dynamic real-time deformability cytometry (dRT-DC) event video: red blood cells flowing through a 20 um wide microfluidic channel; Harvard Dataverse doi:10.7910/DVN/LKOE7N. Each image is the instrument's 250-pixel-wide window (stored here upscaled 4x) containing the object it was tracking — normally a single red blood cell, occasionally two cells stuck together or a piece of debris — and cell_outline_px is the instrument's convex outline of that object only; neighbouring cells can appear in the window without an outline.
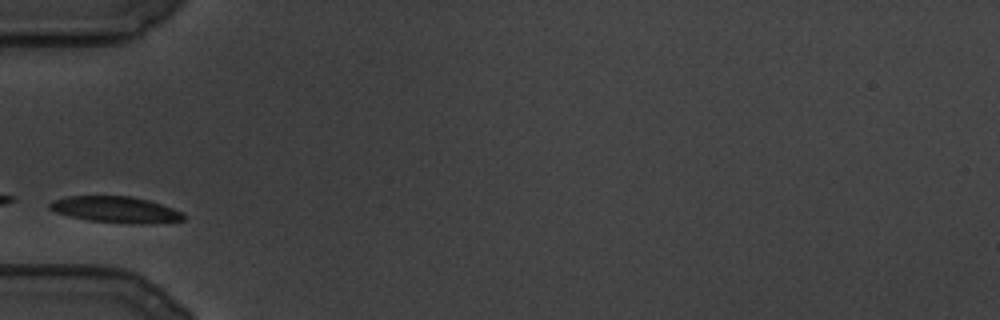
{"species": "common noctule bat (a hibernating species)", "species_latin": "Nyctalus noctula", "temperature_condition": "cold", "stored_images_in_passage": 60, "camera_frame_rate_fps": 3000, "um_per_image_px": 0.085, "animal": {"sex": "male", "body_mass_g": 19.5, "forearm_length_mm": 54.6}, "frame": {"image": 1, "passage_image": 1, "time_ms": 0.0, "image_size_px": [1000, 320], "cell_outline_px": [[184, 220], [140, 224], [132, 224], [88, 220], [68, 216], [56, 212], [48, 208], [48, 204], [52, 200], [68, 196], [132, 196], [148, 200], [172, 208], [180, 212], [184, 216]], "centroid_in_image_um": [9.77, 17.81], "position_along_channel_um": 75.2, "area_um2": 20.35}}
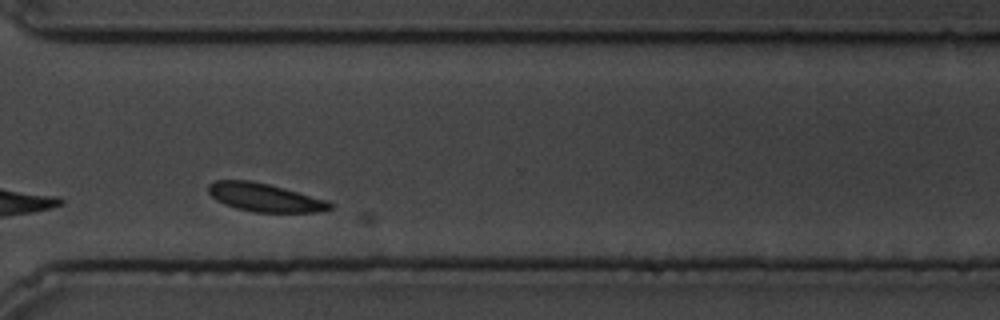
{"frame": {"image": 2, "passage_image": 52, "time_ms": 17.0, "image_size_px": [1000, 320], "cell_outline_px": [[336, 204], [332, 208], [320, 212], [256, 212], [236, 208], [224, 204], [216, 200], [208, 192], [208, 184], [216, 180], [248, 180], [268, 184], [284, 188], [328, 200]], "centroid_in_image_um": [22.53, 16.79], "position_along_channel_um": 348.1, "area_um2": 20.11}}